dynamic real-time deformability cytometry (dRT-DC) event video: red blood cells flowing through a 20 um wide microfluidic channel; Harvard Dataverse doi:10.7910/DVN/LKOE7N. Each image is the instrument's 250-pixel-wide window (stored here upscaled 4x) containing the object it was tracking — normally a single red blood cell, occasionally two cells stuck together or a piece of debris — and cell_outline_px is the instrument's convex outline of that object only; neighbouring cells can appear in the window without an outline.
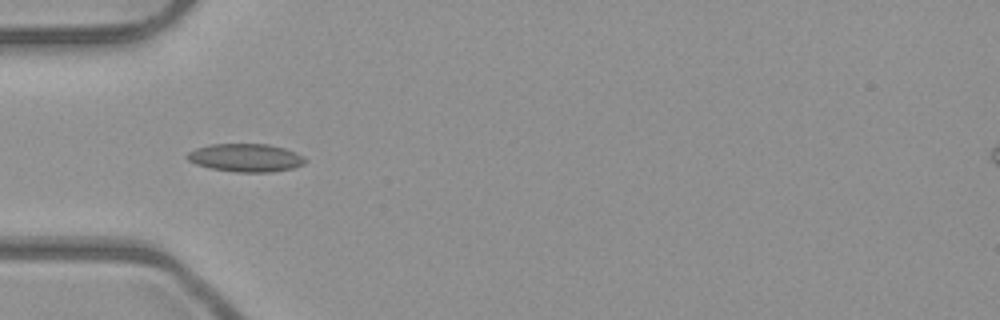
{"species": "common noctule bat (a hibernating species)", "species_latin": "Nyctalus noctula", "temperature_condition": "room temperature", "stored_images_in_passage": 5, "camera_frame_rate_fps": 3000, "um_per_image_px": 0.085, "animal": {"sex": "male", "body_mass_g": 23.1, "forearm_length_mm": 52.7}, "frame": {"image": 1, "passage_image": 3, "time_ms": 0.667, "image_size_px": [1000, 320], "cell_outline_px": [[308, 160], [304, 164], [292, 168], [272, 172], [236, 172], [208, 168], [196, 164], [188, 160], [184, 156], [188, 152], [196, 148], [212, 144], [268, 144], [284, 148], [296, 152], [304, 156]], "centroid_in_image_um": [20.89, 13.41], "position_along_channel_um": 64.1, "area_um2": 19.48}}